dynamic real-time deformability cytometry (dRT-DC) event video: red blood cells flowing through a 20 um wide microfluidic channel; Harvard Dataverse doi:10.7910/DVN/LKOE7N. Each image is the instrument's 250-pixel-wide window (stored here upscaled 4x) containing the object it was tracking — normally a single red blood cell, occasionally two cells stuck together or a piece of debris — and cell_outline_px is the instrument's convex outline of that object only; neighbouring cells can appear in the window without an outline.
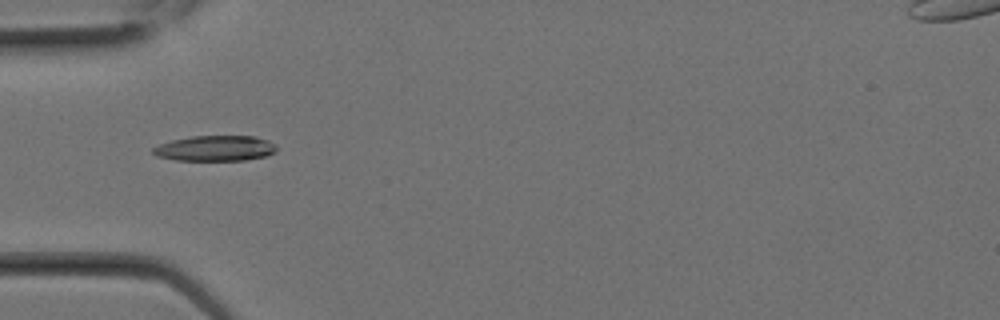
{"species": "Egyptian fruit bat (a non-hibernating species)", "species_latin": "Rousettus aegyptiacus", "temperature_condition": "room temperature", "stored_images_in_passage": 2, "camera_frame_rate_fps": 3000, "um_per_image_px": 0.085, "animal": {"sex": "female"}, "frame": {"image": 1, "passage_image": 2, "time_ms": 0.333, "image_size_px": [1000, 320], "cell_outline_px": [[276, 152], [264, 156], [244, 160], [176, 160], [156, 156], [152, 152], [152, 148], [160, 144], [172, 140], [192, 136], [256, 136], [268, 140], [276, 144]], "centroid_in_image_um": [18.3, 12.6], "position_along_channel_um": 66.7, "area_um2": 18.32}}